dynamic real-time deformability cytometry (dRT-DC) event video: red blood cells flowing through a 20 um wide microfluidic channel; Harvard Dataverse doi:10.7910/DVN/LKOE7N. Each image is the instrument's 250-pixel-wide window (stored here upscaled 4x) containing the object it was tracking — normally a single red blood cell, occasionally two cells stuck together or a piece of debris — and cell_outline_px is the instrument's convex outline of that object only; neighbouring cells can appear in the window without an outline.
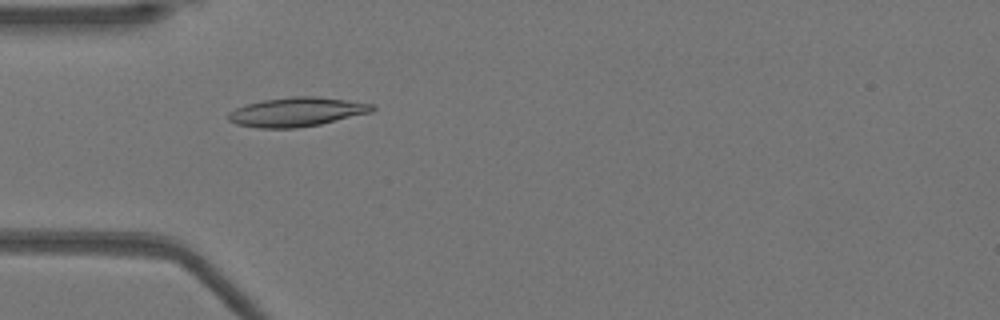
{"species": "Egyptian fruit bat (a non-hibernating species)", "species_latin": "Rousettus aegyptiacus", "temperature_condition": "warm", "stored_images_in_passage": 38, "camera_frame_rate_fps": 3000, "um_per_image_px": 0.085, "animal": {"sex": "female"}, "frame": {"image": 1, "passage_image": 9, "time_ms": 2.667, "image_size_px": [1000, 320], "cell_outline_px": [[376, 108], [372, 112], [320, 124], [296, 128], [260, 128], [236, 124], [228, 120], [228, 112], [236, 108], [248, 104], [264, 100], [292, 96], [312, 96], [376, 104]], "centroid_in_image_um": [25.23, 9.52], "position_along_channel_um": 59.8, "area_um2": 24.28}}
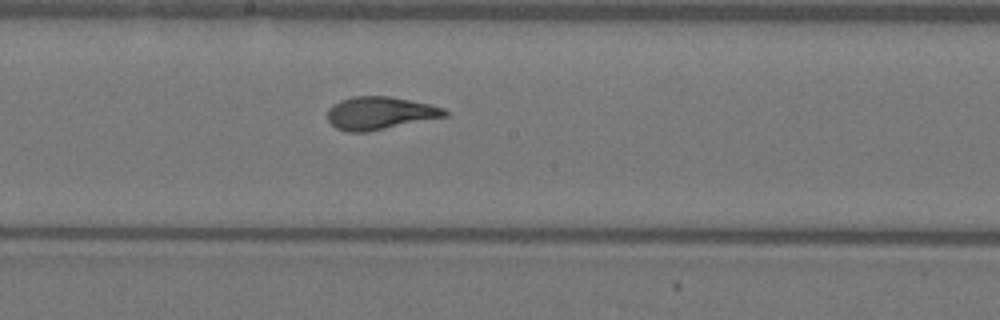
{"frame": {"image": 2, "passage_image": 21, "time_ms": 6.667, "image_size_px": [1000, 320], "cell_outline_px": [[448, 116], [368, 132], [348, 132], [336, 128], [328, 120], [328, 108], [340, 100], [352, 96], [388, 96], [428, 104], [444, 108], [448, 112]], "centroid_in_image_um": [32.28, 9.62], "position_along_channel_um": 215.9, "area_um2": 22.37}}
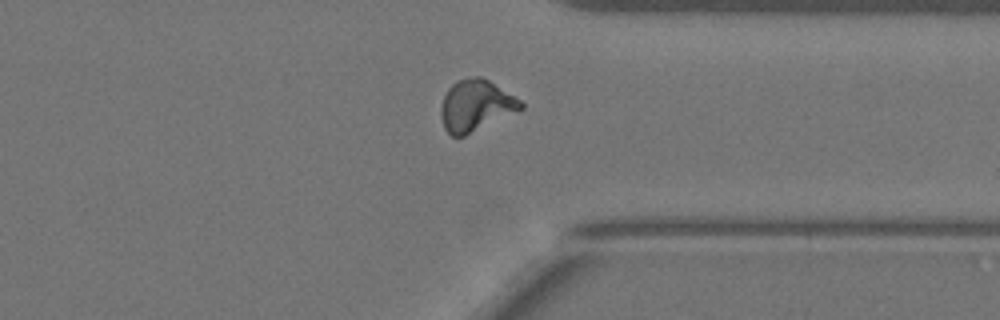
{"frame": {"image": 3, "passage_image": 33, "time_ms": 10.667, "image_size_px": [1000, 320], "cell_outline_px": [[524, 108], [464, 136], [452, 136], [444, 128], [440, 116], [440, 108], [444, 96], [448, 88], [456, 80], [472, 76], [480, 76], [488, 80], [520, 100], [524, 104]], "centroid_in_image_um": [40.41, 8.96], "position_along_channel_um": 371.0, "area_um2": 23.7}, "authors_computed_cell_mechanics": {"area_um2": 22.4553, "velocity_mm_per_s": 3.9463, "shape_relaxation_time_tau1_ms": 4.5021, "shape_relaxation_time_tau2_ms": 0.7485, "deformation_change_tau1": 0.1888, "deformation_change_tau2": 0.0483}}